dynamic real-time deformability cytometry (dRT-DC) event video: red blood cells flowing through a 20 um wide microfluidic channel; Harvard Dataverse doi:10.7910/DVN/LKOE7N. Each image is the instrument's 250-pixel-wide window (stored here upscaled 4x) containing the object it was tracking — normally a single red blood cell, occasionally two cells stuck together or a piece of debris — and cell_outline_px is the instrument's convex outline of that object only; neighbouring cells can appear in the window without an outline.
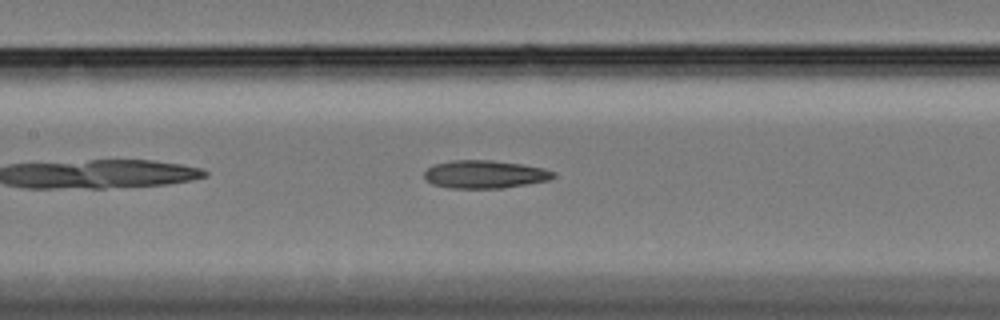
{"species": "Egyptian fruit bat (a non-hibernating species)", "species_latin": "Rousettus aegyptiacus", "temperature_condition": "cold", "stored_images_in_passage": 37, "camera_frame_rate_fps": 3000, "um_per_image_px": 0.085, "animal": {"sex": "female"}, "frame": {"image": 1, "passage_image": 12, "time_ms": 3.667, "image_size_px": [1000, 320], "cell_outline_px": [[556, 176], [548, 180], [504, 188], [448, 188], [432, 184], [424, 176], [424, 172], [428, 168], [436, 164], [452, 160], [492, 160], [520, 164], [544, 168], [556, 172]], "centroid_in_image_um": [41.22, 14.82], "position_along_channel_um": 166.2, "area_um2": 20.98}}
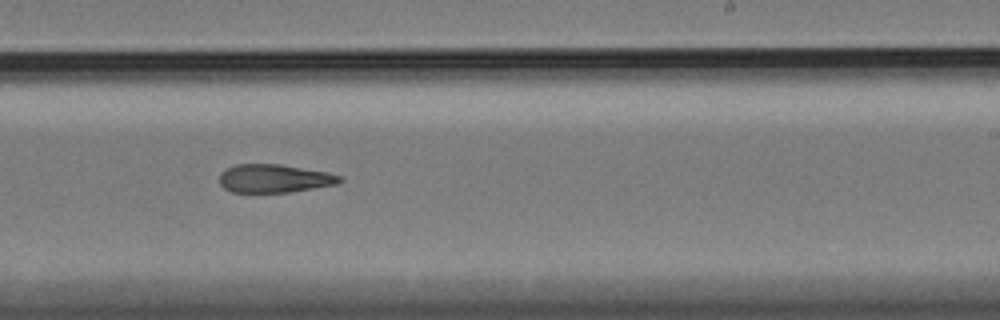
{"frame": {"image": 2, "passage_image": 21, "time_ms": 6.667, "image_size_px": [1000, 320], "cell_outline_px": [[344, 180], [336, 184], [292, 192], [232, 192], [224, 188], [220, 184], [220, 172], [224, 168], [236, 164], [280, 164], [328, 172], [344, 176]], "centroid_in_image_um": [23.33, 15.16], "position_along_channel_um": 265.7, "area_um2": 20.06}}
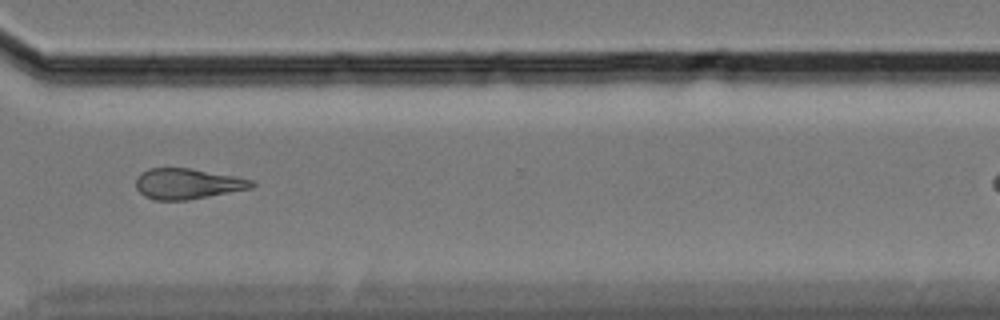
{"frame": {"image": 3, "passage_image": 29, "time_ms": 9.333, "image_size_px": [1000, 320], "cell_outline_px": [[256, 184], [252, 188], [188, 200], [156, 200], [144, 196], [136, 188], [136, 176], [140, 172], [148, 168], [192, 168], [236, 176], [252, 180]], "centroid_in_image_um": [15.92, 15.61], "position_along_channel_um": 354.7, "area_um2": 20.81}, "authors_computed_cell_mechanics": {"area_um2": 20.9814, "velocity_mm_per_s": 3.3335, "shape_relaxation_time_tau1_ms": 10.4966, "shape_relaxation_time_tau2_ms": 10.9854, "deformation_change_tau1": 0.2113, "deformation_change_tau2": 0.2534}}